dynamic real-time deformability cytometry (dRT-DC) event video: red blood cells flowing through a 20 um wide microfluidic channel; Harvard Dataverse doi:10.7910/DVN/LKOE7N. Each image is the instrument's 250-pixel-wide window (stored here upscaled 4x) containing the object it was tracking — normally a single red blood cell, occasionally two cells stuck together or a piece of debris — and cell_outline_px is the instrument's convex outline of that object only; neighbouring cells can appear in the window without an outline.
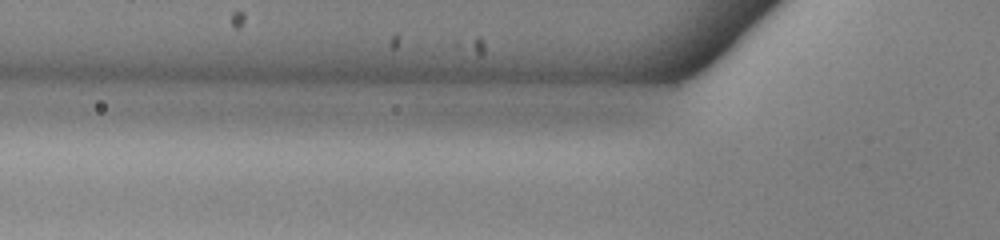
{"species": "common noctule bat (a hibernating species)", "species_latin": "Nyctalus noctula", "temperature_condition": "warm", "stored_images_in_passage": 3, "camera_frame_rate_fps": 3000, "um_per_image_px": 0.085, "animal": {"sex": "male", "body_mass_g": 13.0, "forearm_length_mm": 53.1}, "frame": {"image": 1, "passage_image": 3, "time_ms": 0.667, "image_size_px": [1000, 240], "cell_outline_px": [[604, 132], [588, 136], [520, 136], [508, 132], [504, 124], [516, 120], [600, 120], [604, 124]], "centroid_in_image_um": [47.2, 10.86], "position_along_channel_um": 78.6, "area_um2": 10.69}}